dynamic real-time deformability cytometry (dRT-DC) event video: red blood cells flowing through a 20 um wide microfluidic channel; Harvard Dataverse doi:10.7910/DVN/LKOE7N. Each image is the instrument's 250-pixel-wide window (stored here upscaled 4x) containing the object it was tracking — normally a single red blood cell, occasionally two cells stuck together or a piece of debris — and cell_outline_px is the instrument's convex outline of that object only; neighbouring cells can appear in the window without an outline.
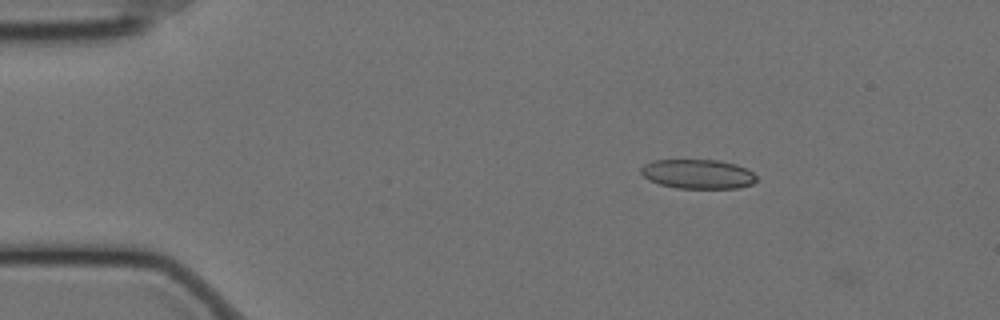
{"species": "Egyptian fruit bat (a non-hibernating species)", "species_latin": "Rousettus aegyptiacus", "temperature_condition": "cold", "stored_images_in_passage": 10, "camera_frame_rate_fps": 3000, "um_per_image_px": 0.085, "animal": {"sex": "female"}, "frame": {"image": 1, "passage_image": 1, "time_ms": 0.0, "image_size_px": [1000, 320], "cell_outline_px": [[756, 180], [752, 184], [740, 188], [676, 188], [660, 184], [648, 180], [640, 172], [640, 168], [644, 164], [656, 160], [716, 160], [736, 164], [752, 172], [756, 176]], "centroid_in_image_um": [59.3, 14.8], "position_along_channel_um": 25.7, "area_um2": 19.71}}
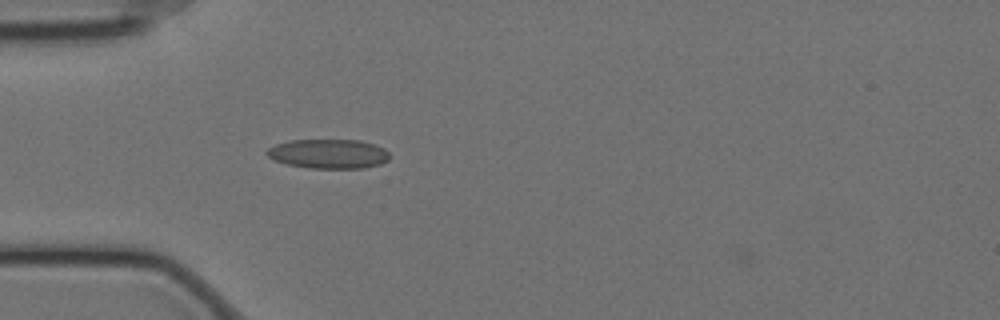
{"frame": {"image": 2, "passage_image": 9, "time_ms": 2.667, "image_size_px": [1000, 320], "cell_outline_px": [[388, 160], [380, 164], [364, 168], [308, 168], [288, 164], [272, 160], [264, 152], [268, 148], [276, 144], [292, 140], [360, 140], [384, 148], [388, 152]], "centroid_in_image_um": [27.89, 13.08], "position_along_channel_um": 57.1, "area_um2": 20.98}}